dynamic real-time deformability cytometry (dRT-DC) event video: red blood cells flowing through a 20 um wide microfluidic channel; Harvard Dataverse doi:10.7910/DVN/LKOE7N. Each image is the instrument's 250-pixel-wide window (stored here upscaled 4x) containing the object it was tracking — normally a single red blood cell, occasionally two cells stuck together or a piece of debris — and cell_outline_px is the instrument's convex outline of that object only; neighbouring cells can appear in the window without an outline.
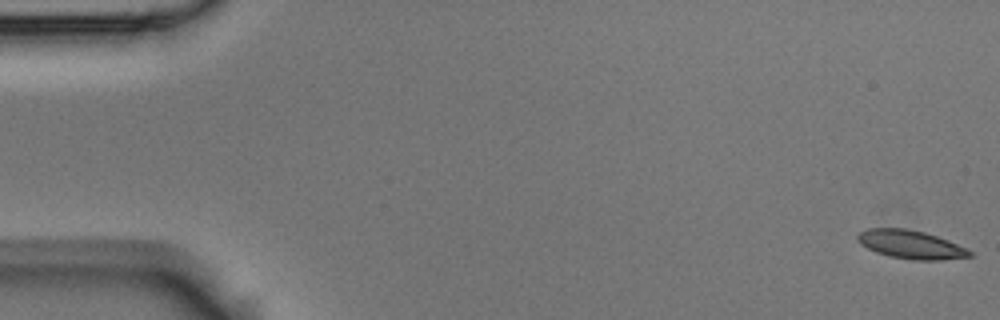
{"species": "Egyptian fruit bat (a non-hibernating species)", "species_latin": "Rousettus aegyptiacus", "temperature_condition": "room temperature", "stored_images_in_passage": 4, "camera_frame_rate_fps": 3000, "um_per_image_px": 0.085, "animal": {"sex": "male"}, "frame": {"image": 1, "passage_image": 1, "time_ms": 0.0, "image_size_px": [1000, 320], "cell_outline_px": [[972, 256], [940, 260], [912, 260], [888, 256], [876, 252], [860, 244], [856, 240], [856, 236], [860, 232], [868, 228], [904, 228], [924, 232], [948, 240], [968, 248], [972, 252]], "centroid_in_image_um": [77.41, 20.78], "position_along_channel_um": 7.6, "area_um2": 18.67}}
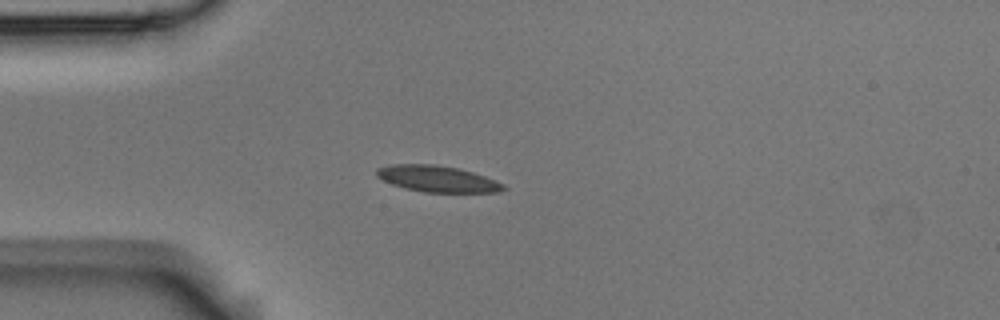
{"frame": {"image": 2, "passage_image": 4, "time_ms": 1.0, "image_size_px": [1000, 320], "cell_outline_px": [[508, 188], [500, 192], [424, 192], [404, 188], [392, 184], [376, 176], [376, 168], [388, 164], [432, 164], [460, 168], [484, 176], [504, 184]], "centroid_in_image_um": [37.16, 15.19], "position_along_channel_um": 47.8, "area_um2": 19.48}}